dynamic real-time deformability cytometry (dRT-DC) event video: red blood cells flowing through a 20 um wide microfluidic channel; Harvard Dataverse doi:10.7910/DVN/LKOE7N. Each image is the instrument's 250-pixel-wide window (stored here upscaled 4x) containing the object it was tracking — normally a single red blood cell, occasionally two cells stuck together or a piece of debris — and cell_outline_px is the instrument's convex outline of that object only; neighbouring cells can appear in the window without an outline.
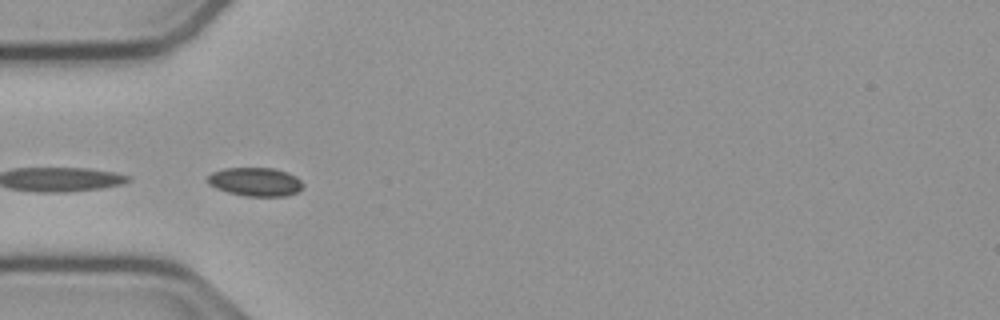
{"species": "common noctule bat (a hibernating species)", "species_latin": "Nyctalus noctula", "temperature_condition": "cold", "stored_images_in_passage": 50, "segment_of_instrument_passage": [2, 2], "camera_frame_rate_fps": 3000, "um_per_image_px": 0.085, "animal": {"sex": "male", "body_mass_g": 23.1, "forearm_length_mm": 52.7}, "frame": {"image": 1, "passage_image": 17, "time_ms": 5.333, "image_size_px": [1000, 320], "cell_outline_px": [[304, 188], [288, 196], [244, 196], [228, 192], [216, 188], [208, 184], [204, 180], [212, 172], [224, 168], [272, 168], [288, 172], [296, 176], [304, 184]], "centroid_in_image_um": [21.7, 15.45], "position_along_channel_um": 63.3, "area_um2": 16.13}}